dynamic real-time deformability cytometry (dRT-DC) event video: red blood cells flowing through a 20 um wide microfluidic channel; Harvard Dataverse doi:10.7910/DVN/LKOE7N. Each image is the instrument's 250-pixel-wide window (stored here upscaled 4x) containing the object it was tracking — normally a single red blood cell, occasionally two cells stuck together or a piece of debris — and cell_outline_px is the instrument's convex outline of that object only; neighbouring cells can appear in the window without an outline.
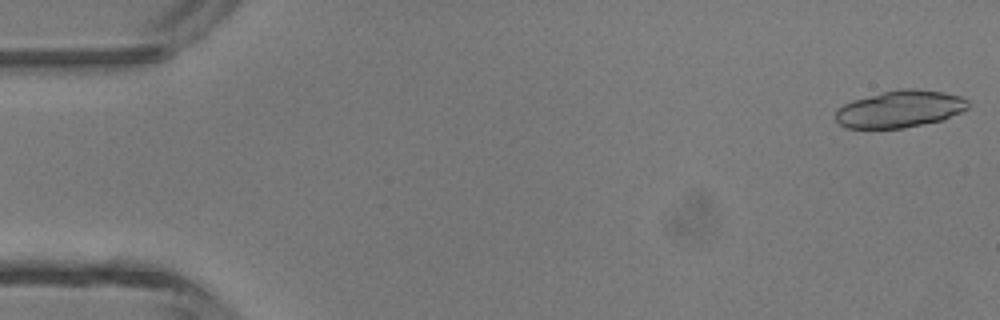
{"species": "common noctule bat (a hibernating species)", "species_latin": "Nyctalus noctula", "temperature_condition": "room temperature", "stored_images_in_passage": 46, "camera_frame_rate_fps": 3000, "um_per_image_px": 0.085, "animal": {"sex": "male", "body_mass_g": 13.3}, "frame": {"image": 1, "passage_image": 1, "time_ms": 0.0, "image_size_px": [1000, 320], "cell_outline_px": [[968, 108], [944, 120], [904, 128], [848, 128], [840, 124], [836, 120], [836, 108], [852, 100], [900, 88], [916, 88], [944, 92], [960, 96], [968, 100]], "centroid_in_image_um": [76.51, 9.26], "position_along_channel_um": 8.5, "area_um2": 28.67}}